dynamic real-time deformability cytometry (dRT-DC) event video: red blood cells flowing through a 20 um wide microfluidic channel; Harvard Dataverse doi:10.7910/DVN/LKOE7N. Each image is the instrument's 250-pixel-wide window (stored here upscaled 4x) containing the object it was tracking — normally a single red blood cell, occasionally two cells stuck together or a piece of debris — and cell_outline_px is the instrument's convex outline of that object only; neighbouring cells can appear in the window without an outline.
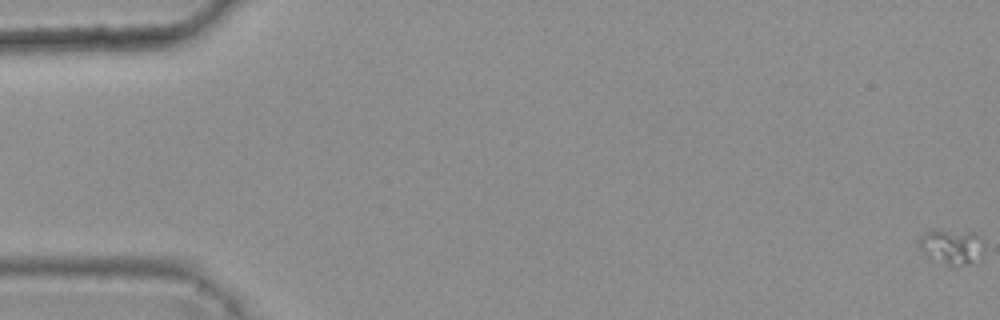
{"species": "common noctule bat (a hibernating species)", "species_latin": "Nyctalus noctula", "temperature_condition": "warm", "stored_images_in_passage": 8, "camera_frame_rate_fps": 3000, "um_per_image_px": 0.085, "animal": {"sex": "female", "body_mass_g": 25.1}, "frame": {"image": 1, "passage_image": 1, "time_ms": 0.0, "image_size_px": [1000, 320], "cell_outline_px": [[980, 260], [956, 268], [948, 268], [924, 252], [916, 244], [920, 236], [924, 232], [972, 232], [976, 236]], "centroid_in_image_um": [80.79, 21.06], "position_along_channel_um": 4.2, "area_um2": 12.6}}